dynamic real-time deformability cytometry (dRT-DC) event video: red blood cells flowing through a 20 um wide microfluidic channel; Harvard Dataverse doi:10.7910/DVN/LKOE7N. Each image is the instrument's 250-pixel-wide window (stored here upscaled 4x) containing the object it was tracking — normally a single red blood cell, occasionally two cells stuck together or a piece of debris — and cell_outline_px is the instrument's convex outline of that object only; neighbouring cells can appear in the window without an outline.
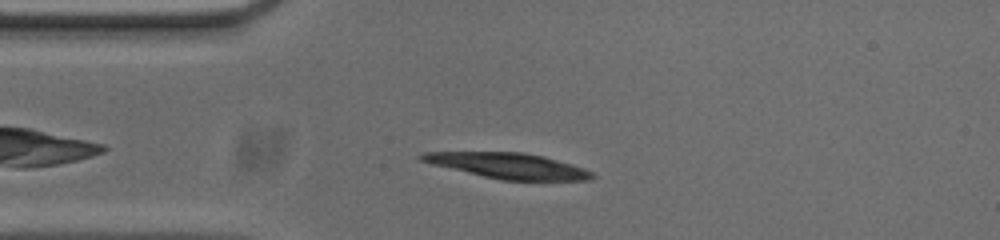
{"species": "common noctule bat (a hibernating species)", "species_latin": "Nyctalus noctula", "temperature_condition": "cold", "stored_images_in_passage": 48, "camera_frame_rate_fps": 3000, "um_per_image_px": 0.085, "animal": {"sex": "male", "body_mass_g": 20.0, "forearm_length_mm": 53.3}, "frame": {"image": 1, "passage_image": 6, "time_ms": 1.667, "image_size_px": [1000, 240], "cell_outline_px": [[596, 176], [588, 180], [500, 180], [432, 164], [420, 160], [416, 156], [424, 152], [524, 152], [544, 156], [572, 164], [584, 168], [592, 172]], "centroid_in_image_um": [43.2, 14.08], "position_along_channel_um": 41.8, "area_um2": 25.26}}
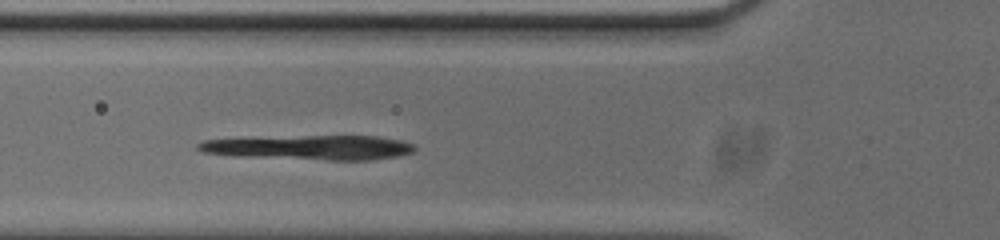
{"frame": {"image": 2, "passage_image": 12, "time_ms": 3.667, "image_size_px": [1000, 240], "cell_outline_px": [[416, 148], [412, 152], [400, 156], [372, 160], [328, 160], [240, 156], [204, 152], [196, 148], [196, 144], [204, 140], [308, 136], [376, 136], [404, 140], [416, 144]], "centroid_in_image_um": [26.49, 12.54], "position_along_channel_um": 99.3, "area_um2": 30.75}}